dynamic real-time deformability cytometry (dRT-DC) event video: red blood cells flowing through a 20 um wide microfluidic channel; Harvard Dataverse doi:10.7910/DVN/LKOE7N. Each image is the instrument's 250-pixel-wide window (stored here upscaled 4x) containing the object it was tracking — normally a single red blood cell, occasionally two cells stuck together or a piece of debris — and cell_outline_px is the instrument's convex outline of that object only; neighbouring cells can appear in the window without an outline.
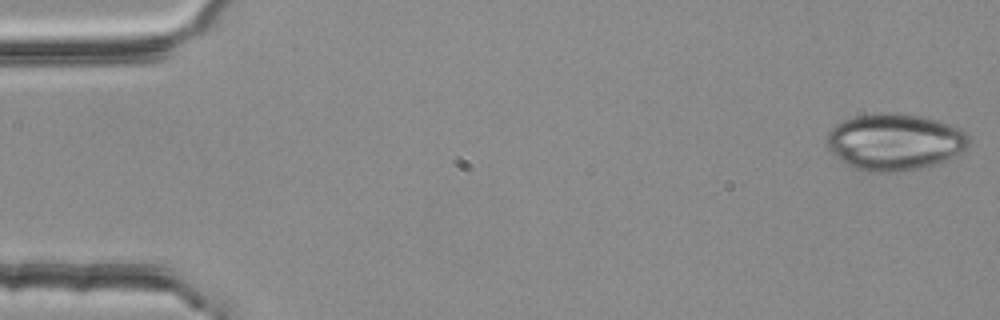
{"species": "common noctule bat (a hibernating species)", "species_latin": "Nyctalus noctula", "temperature_condition": "room temperature", "stored_images_in_passage": 53, "camera_frame_rate_fps": 3000, "um_per_image_px": 0.085, "animal": {"sex": "female", "body_mass_g": 25.1}, "frame": {"image": 1, "passage_image": 1, "time_ms": 0.0, "image_size_px": [1000, 320], "cell_outline_px": [[972, 140], [964, 148], [944, 160], [920, 168], [900, 172], [876, 172], [856, 168], [844, 164], [840, 160], [828, 144], [828, 132], [836, 124], [844, 120], [856, 116], [888, 112], [896, 112], [920, 116], [936, 120], [960, 128]], "centroid_in_image_um": [76.04, 12.05], "position_along_channel_um": 9.0, "area_um2": 46.18}}
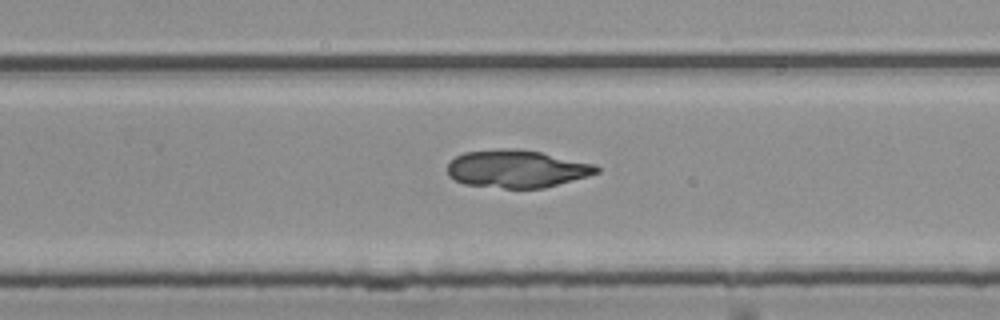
{"frame": {"image": 2, "passage_image": 34, "time_ms": 11.0, "image_size_px": [1000, 320], "cell_outline_px": [[600, 172], [588, 176], [544, 188], [504, 188], [464, 184], [448, 176], [448, 164], [456, 156], [464, 152], [504, 148], [516, 148], [540, 152], [596, 164], [600, 168]], "centroid_in_image_um": [43.94, 14.35], "position_along_channel_um": 285.9, "area_um2": 32.77}}
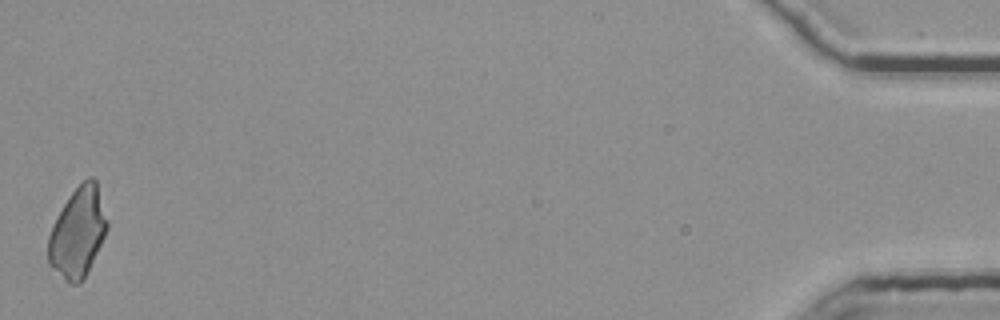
{"frame": {"image": 3, "passage_image": 53, "time_ms": 17.333, "image_size_px": [1000, 320], "cell_outline_px": [[108, 228], [84, 280], [80, 284], [72, 284], [48, 264], [48, 236], [68, 196], [88, 176], [92, 176], [96, 180], [108, 220]], "centroid_in_image_um": [6.64, 19.75], "position_along_channel_um": 428.6, "area_um2": 30.46}}